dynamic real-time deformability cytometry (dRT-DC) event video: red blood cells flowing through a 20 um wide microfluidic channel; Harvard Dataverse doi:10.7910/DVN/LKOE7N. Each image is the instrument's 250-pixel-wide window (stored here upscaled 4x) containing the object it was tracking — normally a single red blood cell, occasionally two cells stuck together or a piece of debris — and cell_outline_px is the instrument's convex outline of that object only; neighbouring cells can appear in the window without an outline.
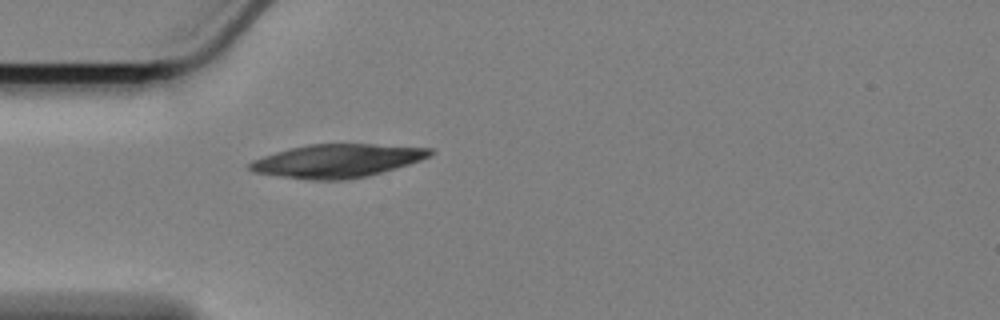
{"species": "Egyptian fruit bat (a non-hibernating species)", "species_latin": "Rousettus aegyptiacus", "temperature_condition": "cold", "stored_images_in_passage": 27, "camera_frame_rate_fps": 3000, "um_per_image_px": 0.085, "animal": {"sex": "female"}, "frame": {"image": 1, "passage_image": 1, "time_ms": 0.0, "image_size_px": [1000, 320], "cell_outline_px": [[432, 152], [428, 156], [420, 160], [396, 168], [348, 180], [312, 180], [256, 172], [248, 168], [248, 164], [252, 160], [288, 148], [308, 144], [372, 144], [432, 148]], "centroid_in_image_um": [28.64, 13.66], "position_along_channel_um": 56.4, "area_um2": 34.51}}
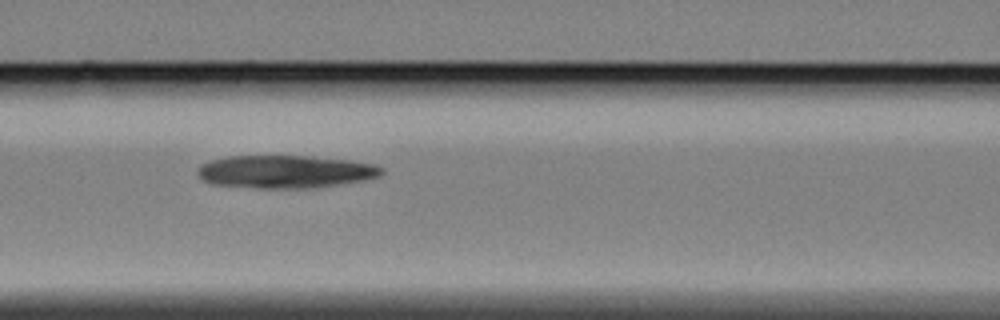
{"frame": {"image": 2, "passage_image": 9, "time_ms": 2.667, "image_size_px": [1000, 320], "cell_outline_px": [[384, 172], [380, 176], [364, 180], [308, 188], [260, 188], [212, 184], [196, 176], [196, 172], [200, 164], [212, 160], [228, 156], [312, 156], [348, 160], [376, 164], [384, 168]], "centroid_in_image_um": [24.24, 14.58], "position_along_channel_um": 142.4, "area_um2": 35.26}}
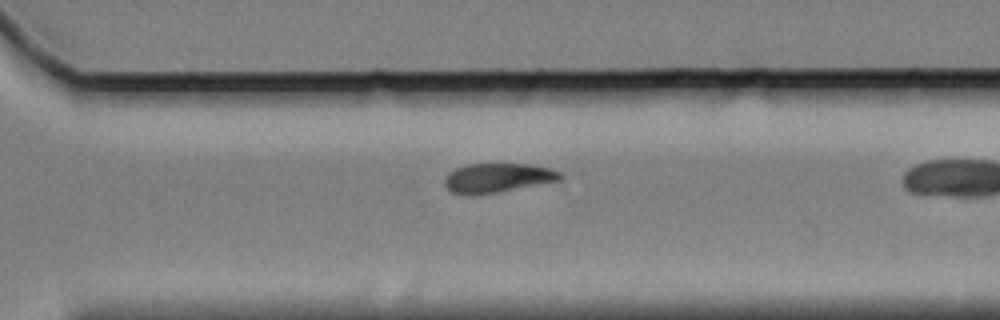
{"frame": {"image": 3, "passage_image": 22, "time_ms": 7.0, "image_size_px": [1000, 320], "cell_outline_px": [[564, 176], [560, 180], [492, 192], [452, 192], [444, 184], [444, 180], [448, 172], [456, 168], [468, 164], [532, 164], [548, 168], [560, 172]], "centroid_in_image_um": [42.32, 15.06], "position_along_channel_um": 328.3, "area_um2": 18.79}}